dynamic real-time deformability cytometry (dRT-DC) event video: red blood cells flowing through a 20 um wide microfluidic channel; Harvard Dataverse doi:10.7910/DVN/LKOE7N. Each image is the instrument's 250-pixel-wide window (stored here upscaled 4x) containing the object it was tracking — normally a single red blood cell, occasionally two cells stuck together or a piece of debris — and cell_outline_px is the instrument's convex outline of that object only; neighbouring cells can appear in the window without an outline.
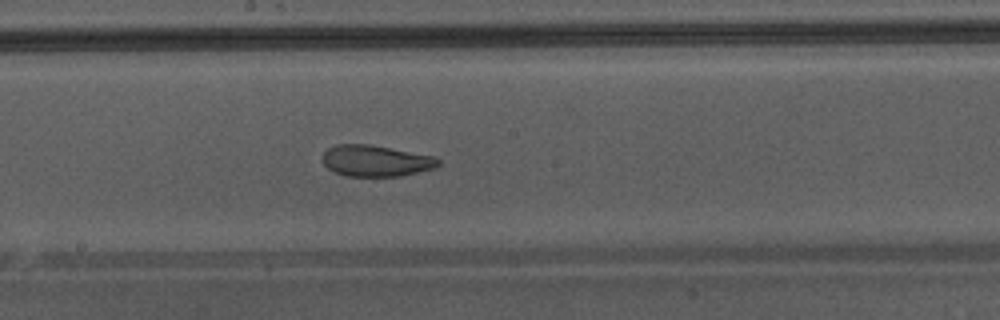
{"species": "Egyptian fruit bat (a non-hibernating species)", "species_latin": "Rousettus aegyptiacus", "temperature_condition": "warm", "stored_images_in_passage": 50, "camera_frame_rate_fps": 3000, "um_per_image_px": 0.085, "animal": {"sex": "male"}, "frame": {"image": 1, "passage_image": 29, "time_ms": 9.333, "image_size_px": [1000, 320], "cell_outline_px": [[440, 164], [436, 168], [400, 176], [344, 176], [328, 168], [320, 160], [320, 156], [328, 148], [336, 144], [368, 144], [436, 156], [440, 160]], "centroid_in_image_um": [31.93, 13.66], "position_along_channel_um": 216.3, "area_um2": 21.33}, "authors_computed_cell_mechanics": {"area_um2": 27.3394, "velocity_mm_per_s": 4.3328, "shape_relaxation_time_tau1_ms": null, "shape_relaxation_time_tau2_ms": 1.9545, "deformation_change_tau1": null, "deformation_change_tau2": 0.0897}}